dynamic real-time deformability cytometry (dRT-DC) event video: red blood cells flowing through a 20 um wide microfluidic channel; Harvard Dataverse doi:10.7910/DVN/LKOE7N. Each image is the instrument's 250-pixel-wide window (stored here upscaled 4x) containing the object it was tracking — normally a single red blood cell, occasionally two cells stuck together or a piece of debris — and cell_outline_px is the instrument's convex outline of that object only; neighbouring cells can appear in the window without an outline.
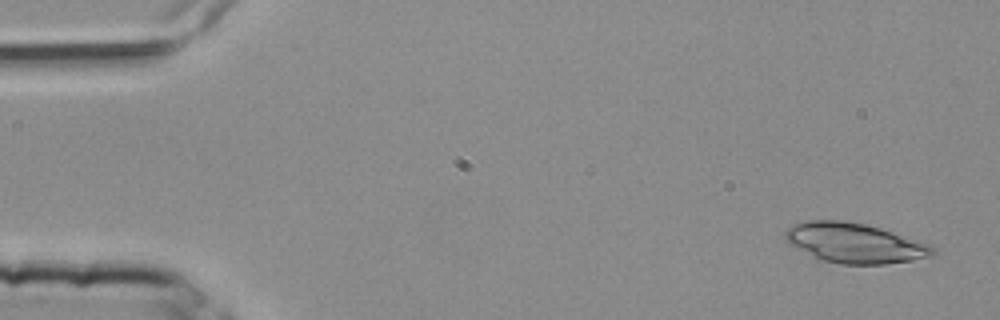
{"species": "common noctule bat (a hibernating species)", "species_latin": "Nyctalus noctula", "temperature_condition": "room temperature", "stored_images_in_passage": 4, "camera_frame_rate_fps": 3000, "um_per_image_px": 0.085, "animal": {"sex": "female", "body_mass_g": 25.1}, "frame": {"image": 1, "passage_image": 1, "time_ms": 0.0, "image_size_px": [1000, 320], "cell_outline_px": [[936, 252], [932, 256], [912, 260], [884, 264], [840, 264], [820, 260], [792, 244], [784, 236], [784, 232], [792, 224], [808, 220], [844, 220], [864, 224], [880, 228], [932, 244], [936, 248]], "centroid_in_image_um": [72.69, 20.65], "position_along_channel_um": 12.3, "area_um2": 34.22}}
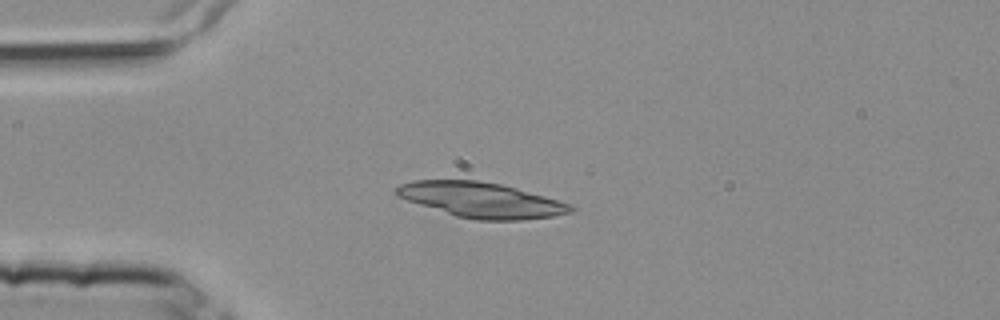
{"frame": {"image": 2, "passage_image": 3, "time_ms": 0.667, "image_size_px": [1000, 320], "cell_outline_px": [[576, 208], [572, 212], [552, 216], [520, 220], [476, 220], [456, 216], [396, 196], [392, 192], [400, 184], [412, 180], [480, 180], [500, 184], [516, 188], [572, 204]], "centroid_in_image_um": [40.89, 16.99], "position_along_channel_um": 44.1, "area_um2": 35.6}}